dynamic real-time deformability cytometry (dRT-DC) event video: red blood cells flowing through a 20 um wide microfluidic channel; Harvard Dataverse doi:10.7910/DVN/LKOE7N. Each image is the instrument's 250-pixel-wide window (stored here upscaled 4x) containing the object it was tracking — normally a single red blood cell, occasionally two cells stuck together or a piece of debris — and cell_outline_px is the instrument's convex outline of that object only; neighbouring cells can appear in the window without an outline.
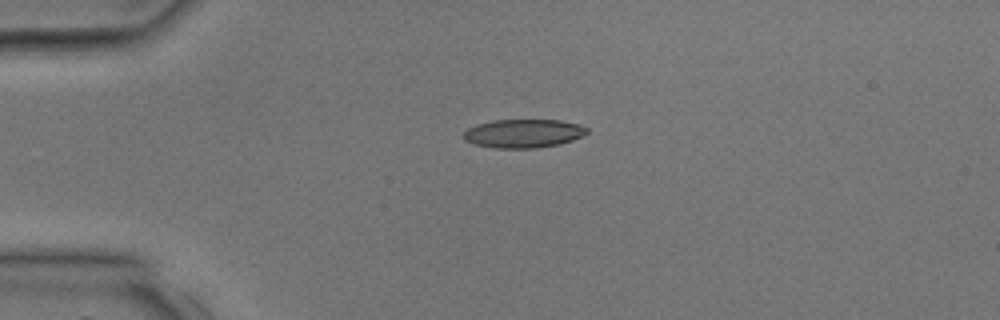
{"species": "common noctule bat (a hibernating species)", "species_latin": "Nyctalus noctula", "temperature_condition": "room temperature", "stored_images_in_passage": 2, "camera_frame_rate_fps": 3000, "um_per_image_px": 0.085, "animal": {"sex": "male", "body_mass_g": 17.9, "forearm_length_mm": 54.2}, "frame": {"image": 1, "passage_image": 1, "time_ms": 0.0, "image_size_px": [1000, 320], "cell_outline_px": [[588, 132], [572, 140], [560, 144], [536, 148], [496, 148], [476, 144], [464, 140], [464, 132], [468, 128], [476, 124], [492, 120], [560, 120], [580, 124], [588, 128]], "centroid_in_image_um": [44.5, 11.33], "position_along_channel_um": 40.5, "area_um2": 20.52}}
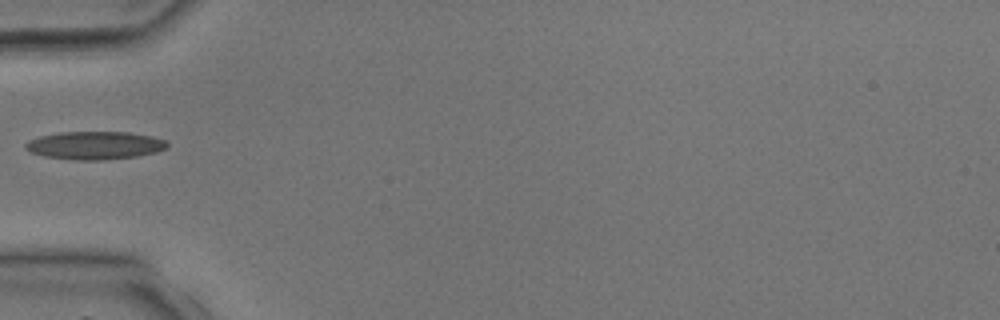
{"frame": {"image": 2, "passage_image": 2, "time_ms": 1.333, "image_size_px": [1000, 320], "cell_outline_px": [[168, 148], [156, 152], [136, 156], [104, 160], [76, 160], [44, 156], [32, 152], [24, 148], [24, 144], [28, 140], [40, 136], [60, 132], [128, 132], [152, 136], [164, 140], [168, 144]], "centroid_in_image_um": [8.05, 12.35], "position_along_channel_um": 76.9, "area_um2": 23.12}}